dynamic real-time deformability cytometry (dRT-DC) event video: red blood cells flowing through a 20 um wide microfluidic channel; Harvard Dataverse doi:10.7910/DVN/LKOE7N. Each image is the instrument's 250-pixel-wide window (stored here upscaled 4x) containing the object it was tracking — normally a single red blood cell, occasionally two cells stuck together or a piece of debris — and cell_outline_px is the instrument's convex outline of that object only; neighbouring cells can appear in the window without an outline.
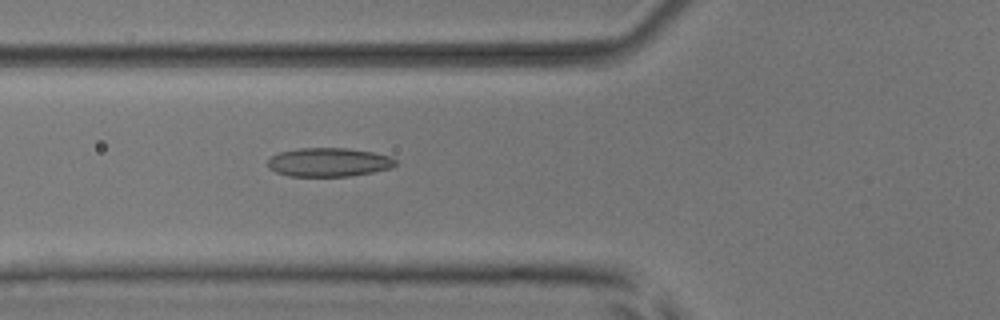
{"species": "common noctule bat (a hibernating species)", "species_latin": "Nyctalus noctula", "temperature_condition": "room temperature", "stored_images_in_passage": 45, "camera_frame_rate_fps": 3000, "um_per_image_px": 0.085, "animal": {"sex": "male", "body_mass_g": 17.9, "forearm_length_mm": 54.2}, "frame": {"image": 1, "passage_image": 12, "time_ms": 3.667, "image_size_px": [1000, 320], "cell_outline_px": [[396, 164], [392, 168], [372, 172], [348, 176], [288, 176], [276, 172], [268, 168], [268, 160], [272, 156], [280, 152], [300, 148], [344, 148], [372, 152], [392, 156], [396, 160]], "centroid_in_image_um": [27.95, 13.79], "position_along_channel_um": 97.8, "area_um2": 21.39}}
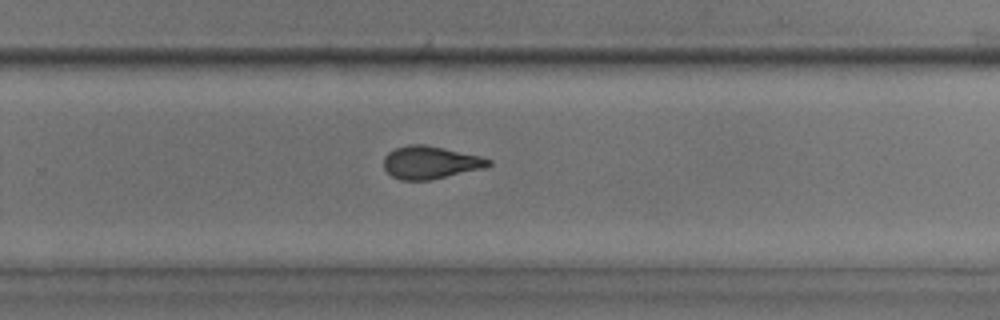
{"frame": {"image": 2, "passage_image": 27, "time_ms": 8.667, "image_size_px": [1000, 320], "cell_outline_px": [[492, 164], [484, 168], [432, 180], [400, 180], [392, 176], [384, 168], [384, 156], [388, 152], [396, 148], [408, 144], [424, 144], [480, 156], [492, 160]], "centroid_in_image_um": [36.57, 13.81], "position_along_channel_um": 293.2, "area_um2": 20.0}}
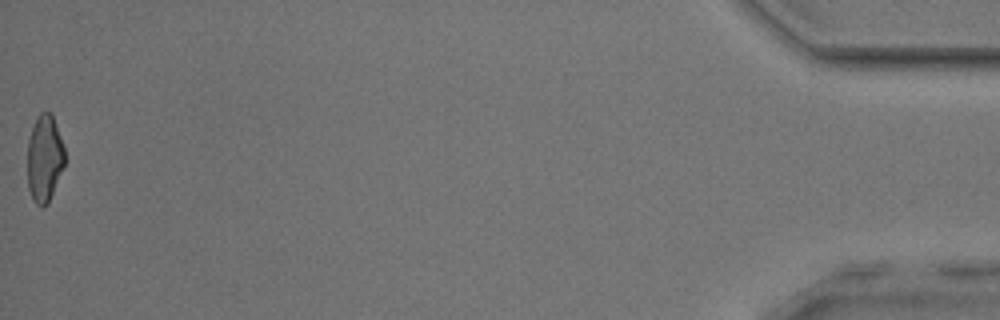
{"frame": {"image": 3, "passage_image": 45, "time_ms": 14.667, "image_size_px": [1000, 320], "cell_outline_px": [[64, 164], [48, 204], [44, 208], [40, 208], [32, 200], [28, 188], [28, 140], [36, 116], [40, 112], [52, 112], [64, 148]], "centroid_in_image_um": [3.77, 13.48], "position_along_channel_um": 431.4, "area_um2": 18.96}, "authors_computed_cell_mechanics": {"area_um2": 19.9988, "velocity_mm_per_s": 3.9127, "shape_relaxation_time_tau1_ms": 7.7498, "shape_relaxation_time_tau2_ms": 1.8208, "deformation_change_tau1": 0.1908, "deformation_change_tau2": 0.0931}}